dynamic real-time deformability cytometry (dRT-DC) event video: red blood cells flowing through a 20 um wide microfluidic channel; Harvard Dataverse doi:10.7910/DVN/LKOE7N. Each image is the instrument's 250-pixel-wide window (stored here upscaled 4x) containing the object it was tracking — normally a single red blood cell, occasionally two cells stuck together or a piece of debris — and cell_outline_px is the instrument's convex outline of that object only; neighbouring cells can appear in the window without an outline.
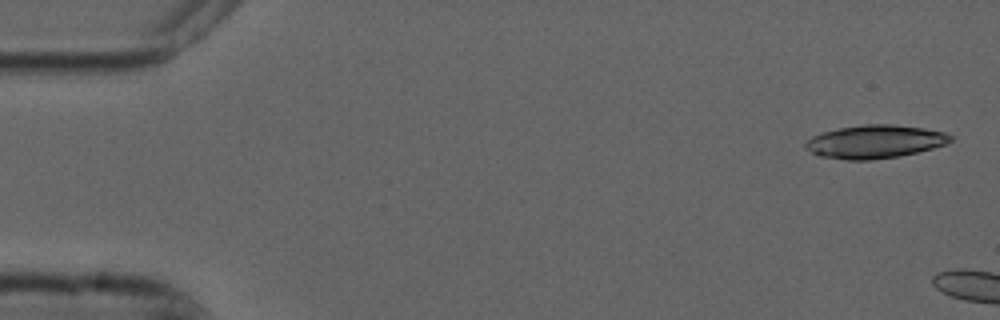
{"species": "common noctule bat (a hibernating species)", "species_latin": "Nyctalus noctula", "temperature_condition": "cold", "stored_images_in_passage": 5, "segment_of_instrument_passage": [2, 2], "camera_frame_rate_fps": 3000, "um_per_image_px": 0.085, "animal": {"sex": "male", "forearm_length_mm": 52.5}, "frame": {"image": 1, "passage_image": 5, "time_ms": 1.333, "image_size_px": [1000, 320], "cell_outline_px": [[952, 140], [944, 144], [932, 148], [900, 156], [872, 160], [848, 160], [820, 156], [804, 148], [804, 144], [812, 136], [820, 132], [860, 124], [892, 124], [924, 128], [944, 132], [952, 136]], "centroid_in_image_um": [74.33, 12.03], "position_along_channel_um": 10.7, "area_um2": 28.09}}